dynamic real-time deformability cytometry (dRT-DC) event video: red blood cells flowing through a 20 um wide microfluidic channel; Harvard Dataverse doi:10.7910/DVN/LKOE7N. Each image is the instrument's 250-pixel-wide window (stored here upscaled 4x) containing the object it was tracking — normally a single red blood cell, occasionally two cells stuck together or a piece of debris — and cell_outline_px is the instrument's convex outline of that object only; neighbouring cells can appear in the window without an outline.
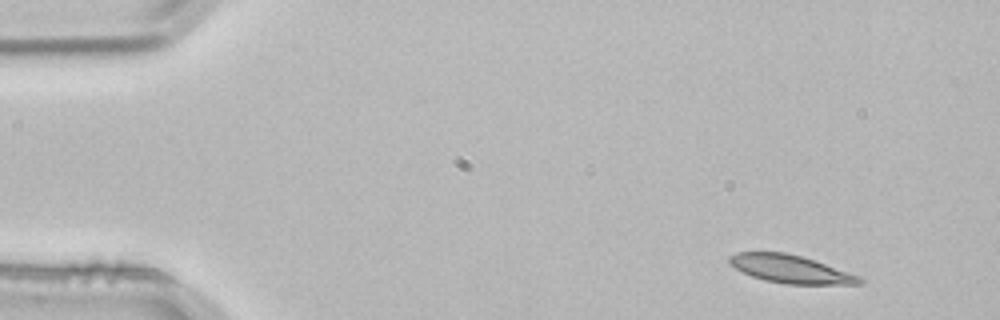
{"species": "common noctule bat (a hibernating species)", "species_latin": "Nyctalus noctula", "temperature_condition": "room temperature", "stored_images_in_passage": 2, "camera_frame_rate_fps": 3000, "um_per_image_px": 0.085, "animal": {"sex": "male", "body_mass_g": 21.5, "forearm_length_mm": 52.0}, "frame": {"image": 1, "passage_image": 1, "time_ms": 0.0, "image_size_px": [1000, 320], "cell_outline_px": [[864, 284], [788, 284], [764, 280], [752, 276], [728, 264], [728, 256], [736, 252], [784, 252], [800, 256], [860, 276], [864, 280]], "centroid_in_image_um": [67.16, 22.87], "position_along_channel_um": 17.8, "area_um2": 20.98}}